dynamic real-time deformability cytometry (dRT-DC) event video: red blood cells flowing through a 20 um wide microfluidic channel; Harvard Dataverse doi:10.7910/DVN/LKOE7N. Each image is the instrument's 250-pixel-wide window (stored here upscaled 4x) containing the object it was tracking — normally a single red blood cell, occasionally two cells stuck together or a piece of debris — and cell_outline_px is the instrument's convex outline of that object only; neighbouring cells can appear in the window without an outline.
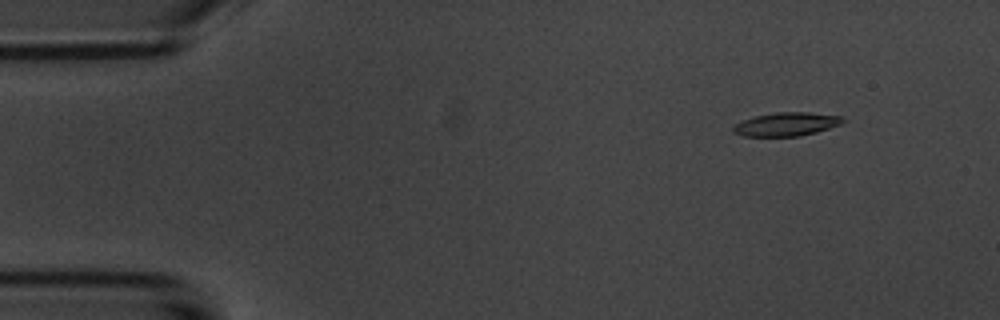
{"species": "common noctule bat (a hibernating species)", "species_latin": "Nyctalus noctula", "temperature_condition": "room temperature", "stored_images_in_passage": 9, "camera_frame_rate_fps": 3000, "um_per_image_px": 0.085, "animal": {"sex": "male", "body_mass_g": 20.1, "forearm_length_mm": 53.5}, "frame": {"image": 1, "passage_image": 2, "time_ms": 1.0, "image_size_px": [1000, 320], "cell_outline_px": [[848, 120], [840, 124], [816, 132], [800, 136], [744, 136], [732, 132], [732, 128], [736, 124], [744, 120], [756, 116], [776, 112], [808, 112], [844, 116]], "centroid_in_image_um": [66.89, 10.55], "position_along_channel_um": 18.1, "area_um2": 15.03}}
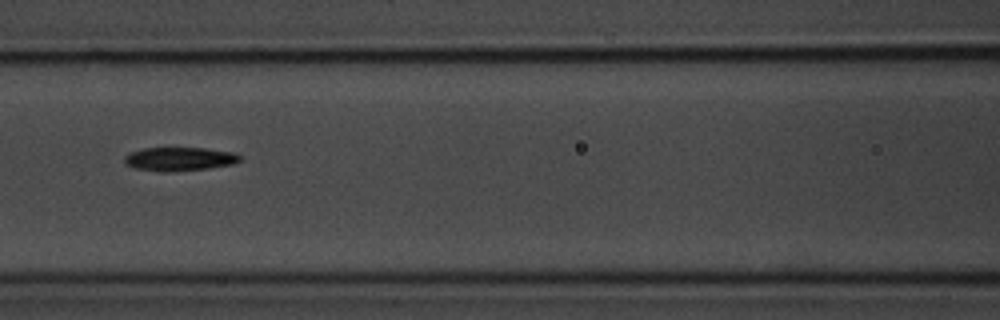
{"frame": {"image": 2, "passage_image": 7, "time_ms": 7.0, "image_size_px": [1000, 320], "cell_outline_px": [[240, 160], [232, 164], [208, 168], [168, 172], [164, 172], [136, 168], [124, 164], [124, 156], [128, 152], [144, 148], [204, 148], [236, 152], [240, 156]], "centroid_in_image_um": [15.22, 13.5], "position_along_channel_um": 151.4, "area_um2": 15.95}}
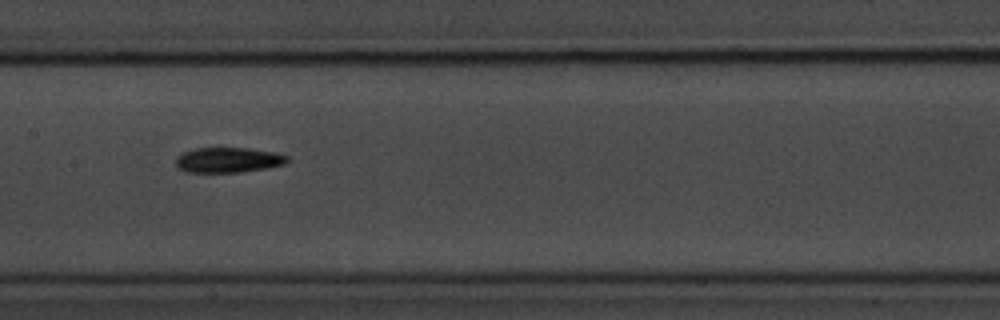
{"frame": {"image": 3, "passage_image": 8, "time_ms": 8.0, "image_size_px": [1000, 320], "cell_outline_px": [[288, 160], [284, 164], [264, 168], [236, 172], [184, 172], [176, 164], [176, 156], [180, 152], [192, 148], [248, 148], [276, 152], [288, 156]], "centroid_in_image_um": [19.34, 13.58], "position_along_channel_um": 188.1, "area_um2": 16.36}}